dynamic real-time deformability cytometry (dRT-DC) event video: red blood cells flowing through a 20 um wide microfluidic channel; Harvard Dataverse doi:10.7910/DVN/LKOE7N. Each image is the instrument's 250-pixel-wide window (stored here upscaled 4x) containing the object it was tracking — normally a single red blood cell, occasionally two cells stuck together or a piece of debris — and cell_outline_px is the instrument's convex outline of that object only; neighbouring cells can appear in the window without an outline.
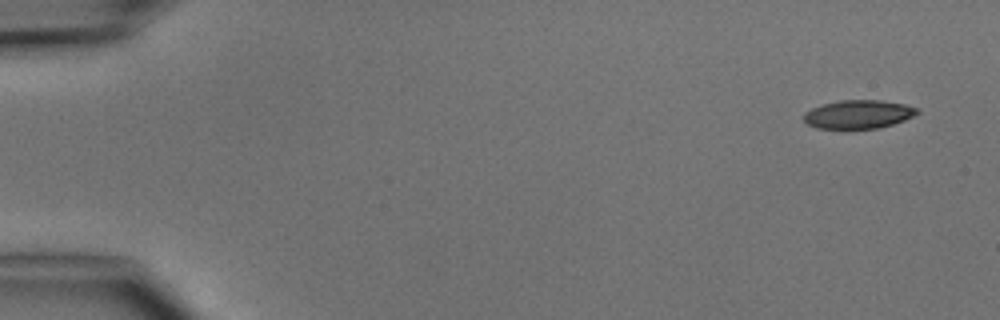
{"species": "common noctule bat (a hibernating species)", "species_latin": "Nyctalus noctula", "temperature_condition": "cold", "stored_images_in_passage": 5, "camera_frame_rate_fps": 3000, "um_per_image_px": 0.085, "animal": {"sex": "male", "body_mass_g": 15.6}, "frame": {"image": 1, "passage_image": 1, "time_ms": 0.0, "image_size_px": [1000, 320], "cell_outline_px": [[920, 112], [904, 120], [892, 124], [876, 128], [844, 132], [816, 128], [808, 124], [804, 120], [804, 112], [820, 104], [840, 100], [880, 100], [904, 104], [916, 108]], "centroid_in_image_um": [72.88, 9.76], "position_along_channel_um": 12.1, "area_um2": 19.54}}
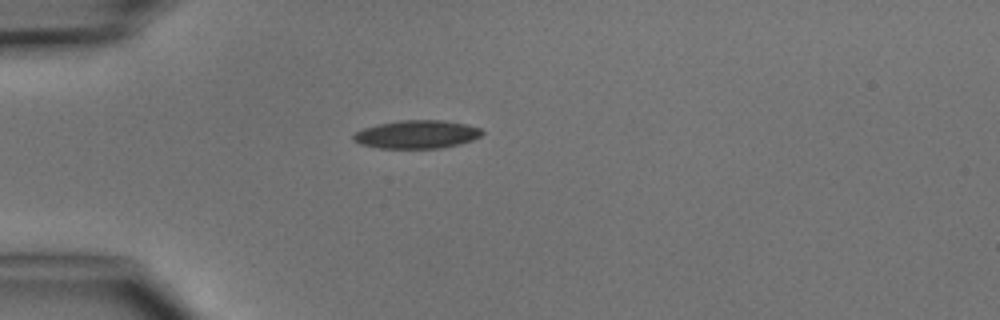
{"frame": {"image": 2, "passage_image": 4, "time_ms": 3.667, "image_size_px": [1000, 320], "cell_outline_px": [[484, 132], [480, 136], [472, 140], [460, 144], [440, 148], [380, 148], [360, 144], [352, 140], [352, 136], [356, 132], [364, 128], [376, 124], [400, 120], [440, 120], [464, 124], [480, 128]], "centroid_in_image_um": [35.4, 11.42], "position_along_channel_um": 49.6, "area_um2": 21.1}}